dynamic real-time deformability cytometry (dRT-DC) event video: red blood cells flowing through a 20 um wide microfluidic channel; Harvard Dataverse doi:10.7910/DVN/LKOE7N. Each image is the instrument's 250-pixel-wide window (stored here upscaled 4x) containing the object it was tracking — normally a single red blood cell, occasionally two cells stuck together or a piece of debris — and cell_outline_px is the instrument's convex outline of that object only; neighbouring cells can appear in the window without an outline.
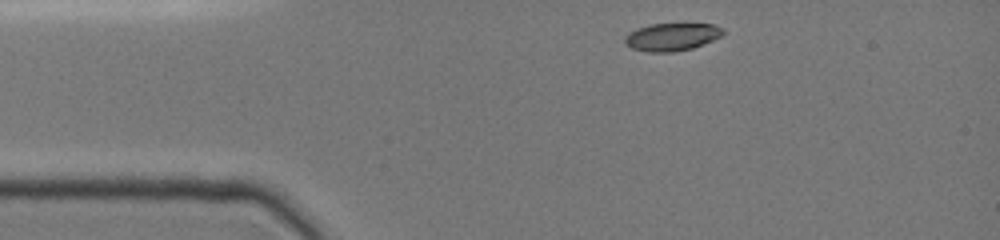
{"species": "common noctule bat (a hibernating species)", "species_latin": "Nyctalus noctula", "temperature_condition": "cold", "stored_images_in_passage": 34, "camera_frame_rate_fps": 3000, "um_per_image_px": 0.085, "animal": {"sex": "female", "body_mass_g": 19.0, "forearm_length_mm": 51.5}, "frame": {"image": 1, "passage_image": 1, "time_ms": 0.0, "image_size_px": [1000, 240], "cell_outline_px": [[724, 32], [720, 36], [712, 40], [692, 48], [672, 52], [648, 52], [632, 48], [624, 44], [624, 36], [628, 32], [636, 28], [652, 24], [684, 20], [712, 24], [724, 28]], "centroid_in_image_um": [57.1, 3.07], "position_along_channel_um": 27.9, "area_um2": 16.7}}
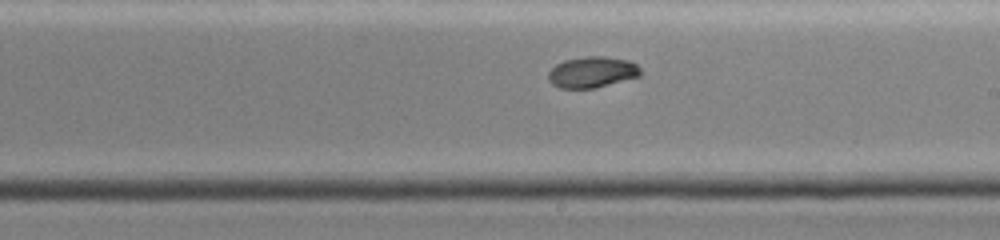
{"frame": {"image": 2, "passage_image": 20, "time_ms": 6.333, "image_size_px": [1000, 240], "cell_outline_px": [[644, 72], [640, 76], [596, 88], [560, 88], [552, 84], [548, 80], [548, 72], [556, 64], [564, 60], [584, 56], [604, 56], [628, 60], [636, 64]], "centroid_in_image_um": [50.34, 6.13], "position_along_channel_um": 238.7, "area_um2": 16.88}}
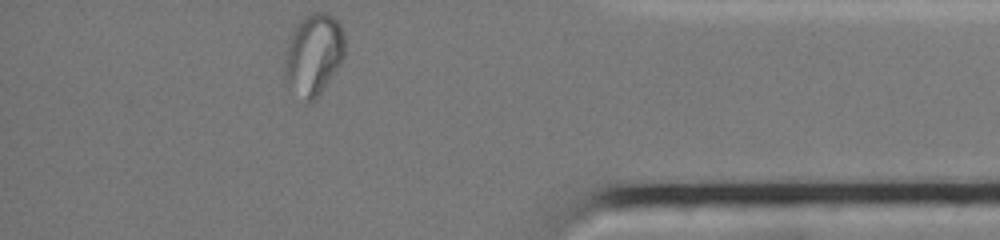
{"frame": {"image": 3, "passage_image": 34, "time_ms": 11.0, "image_size_px": [1000, 240], "cell_outline_px": [[344, 56], [320, 92], [312, 100], [308, 100], [288, 76], [288, 52], [296, 24], [308, 12], [324, 12], [332, 16], [340, 24], [344, 32]], "centroid_in_image_um": [26.78, 4.44], "position_along_channel_um": 408.4, "area_um2": 26.07}, "authors_computed_cell_mechanics": {"area_um2": 17.1955, "velocity_mm_per_s": 4.0199, "shape_relaxation_time_tau1_ms": null, "shape_relaxation_time_tau2_ms": 1.9609, "deformation_change_tau1": null, "deformation_change_tau2": 0.0346}}